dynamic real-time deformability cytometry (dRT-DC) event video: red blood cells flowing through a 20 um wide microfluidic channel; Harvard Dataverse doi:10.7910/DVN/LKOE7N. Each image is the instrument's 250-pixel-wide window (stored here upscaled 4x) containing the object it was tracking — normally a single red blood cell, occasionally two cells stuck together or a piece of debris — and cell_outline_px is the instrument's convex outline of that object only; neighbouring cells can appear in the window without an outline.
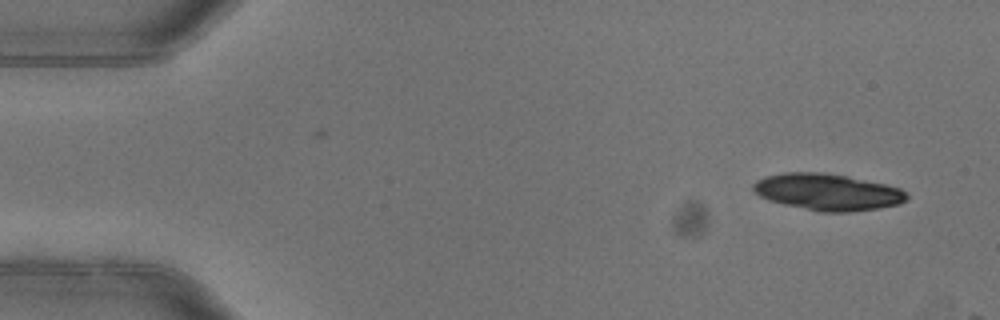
{"species": "common noctule bat (a hibernating species)", "species_latin": "Nyctalus noctula", "temperature_condition": "warm", "stored_images_in_passage": 2, "camera_frame_rate_fps": 3000, "um_per_image_px": 0.085, "animal": {"sex": "female"}, "frame": {"image": 1, "passage_image": 1, "time_ms": 0.0, "image_size_px": [1000, 320], "cell_outline_px": [[908, 200], [900, 204], [876, 208], [848, 212], [820, 212], [784, 204], [768, 200], [760, 196], [752, 188], [752, 184], [756, 180], [764, 176], [784, 172], [824, 172], [848, 176], [884, 184], [900, 188], [908, 196]], "centroid_in_image_um": [70.32, 16.31], "position_along_channel_um": 14.7, "area_um2": 32.77}}